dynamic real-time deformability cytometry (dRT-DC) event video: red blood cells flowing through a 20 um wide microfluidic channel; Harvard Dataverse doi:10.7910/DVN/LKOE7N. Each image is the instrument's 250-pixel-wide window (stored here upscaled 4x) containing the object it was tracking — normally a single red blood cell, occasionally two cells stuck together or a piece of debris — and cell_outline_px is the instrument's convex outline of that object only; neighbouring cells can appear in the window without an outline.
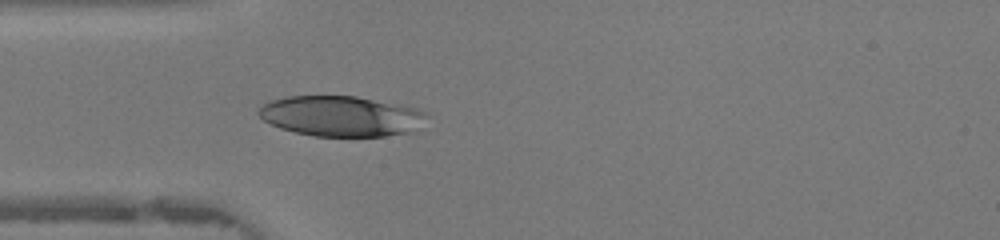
{"species": "human", "species_latin": "Homo sapiens", "temperature_condition": "warm", "stored_images_in_passage": 46, "camera_frame_rate_fps": 3000, "um_per_image_px": 0.085, "donor": {"sex": "female"}, "frame": {"image": 1, "passage_image": 13, "time_ms": 4.0, "image_size_px": [1000, 240], "cell_outline_px": [[428, 116], [416, 132], [384, 136], [316, 136], [296, 132], [280, 128], [264, 120], [256, 112], [264, 104], [272, 100], [288, 96], [356, 96], [400, 104], [416, 108], [424, 112]], "centroid_in_image_um": [29.04, 9.87], "position_along_channel_um": 56.0, "area_um2": 39.65}}
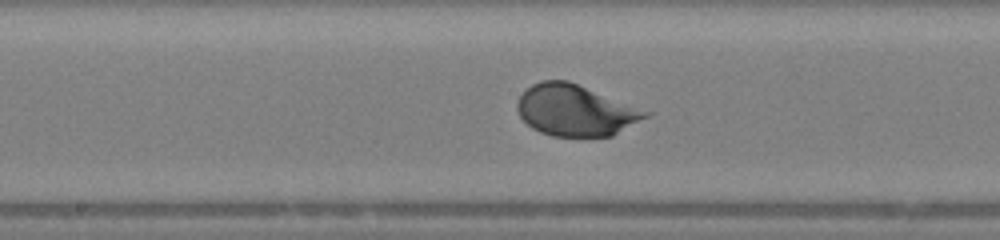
{"frame": {"image": 2, "passage_image": 23, "time_ms": 7.333, "image_size_px": [1000, 240], "cell_outline_px": [[652, 112], [648, 116], [612, 136], [552, 136], [540, 132], [532, 128], [520, 116], [516, 108], [516, 104], [520, 96], [532, 84], [540, 80], [568, 80]], "centroid_in_image_um": [48.9, 9.37], "position_along_channel_um": 199.3, "area_um2": 38.09}}
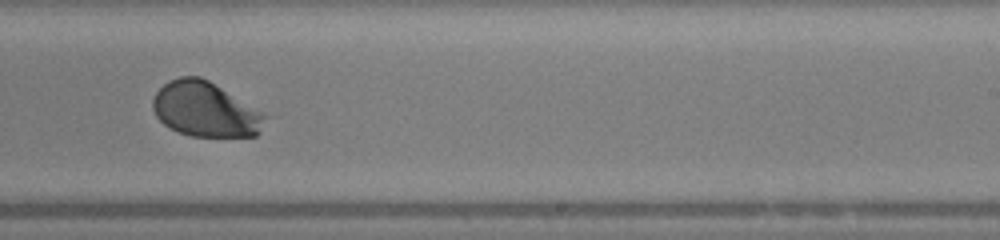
{"frame": {"image": 3, "passage_image": 28, "time_ms": 9.0, "image_size_px": [1000, 240], "cell_outline_px": [[268, 116], [260, 132], [256, 136], [192, 136], [180, 132], [164, 124], [156, 116], [152, 108], [152, 100], [156, 92], [168, 80], [180, 76], [200, 76], [208, 80]], "centroid_in_image_um": [17.43, 9.3], "position_along_channel_um": 271.6, "area_um2": 35.55}, "authors_computed_cell_mechanics": {"area_um2": 39.7664, "velocity_mm_per_s": 4.3662, "shape_relaxation_time_tau1_ms": 2.0759, "shape_relaxation_time_tau2_ms": null, "deformation_change_tau1": 0.1906, "deformation_change_tau2": null}}